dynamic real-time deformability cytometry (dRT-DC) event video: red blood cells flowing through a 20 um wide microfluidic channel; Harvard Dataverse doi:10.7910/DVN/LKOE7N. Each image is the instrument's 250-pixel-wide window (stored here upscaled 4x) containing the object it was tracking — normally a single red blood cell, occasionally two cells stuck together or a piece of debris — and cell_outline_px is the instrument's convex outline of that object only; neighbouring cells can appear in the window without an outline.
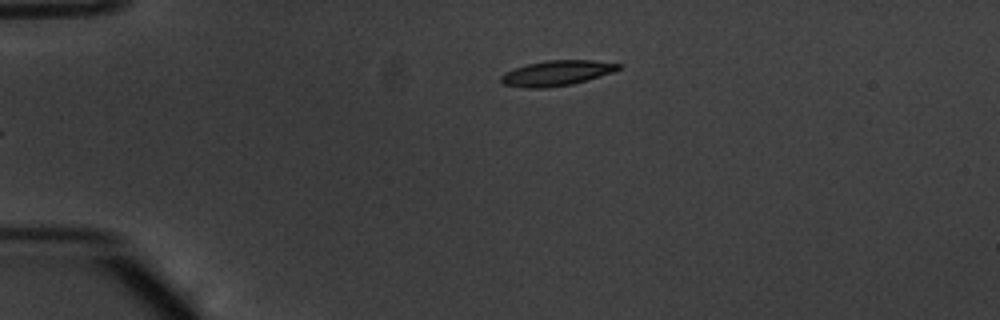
{"species": "common noctule bat (a hibernating species)", "species_latin": "Nyctalus noctula", "temperature_condition": "warm", "stored_images_in_passage": 35, "camera_frame_rate_fps": 3000, "um_per_image_px": 0.085, "animal": {"sex": "male", "body_mass_g": 20.1, "forearm_length_mm": 53.5}, "frame": {"image": 1, "passage_image": 1, "time_ms": 0.0, "image_size_px": [1000, 320], "cell_outline_px": [[624, 64], [620, 68], [612, 72], [588, 80], [572, 84], [544, 88], [524, 88], [504, 84], [500, 80], [500, 76], [504, 72], [528, 64], [548, 60], [592, 60]], "centroid_in_image_um": [47.33, 6.21], "position_along_channel_um": 37.7, "area_um2": 17.22}}
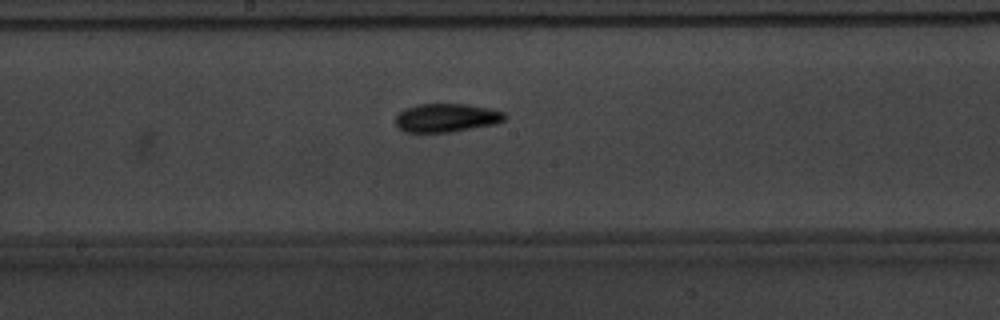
{"frame": {"image": 2, "passage_image": 18, "time_ms": 5.667, "image_size_px": [1000, 320], "cell_outline_px": [[508, 116], [504, 120], [496, 124], [448, 132], [404, 132], [396, 124], [396, 116], [404, 108], [416, 104], [464, 104], [488, 108], [504, 112]], "centroid_in_image_um": [37.95, 10.01], "position_along_channel_um": 210.3, "area_um2": 18.09}}
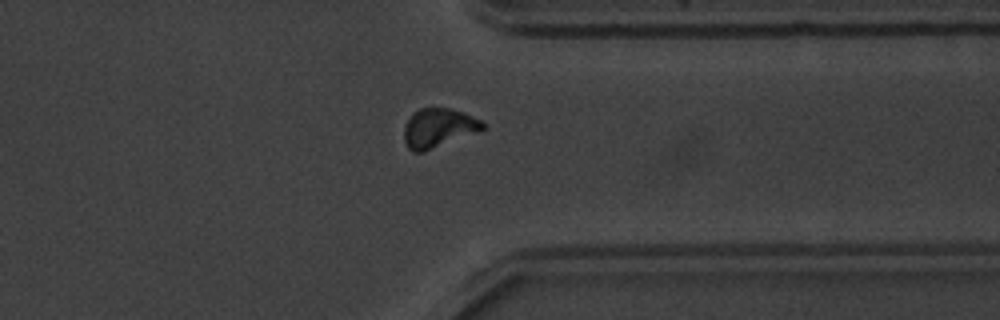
{"frame": {"image": 3, "passage_image": 31, "time_ms": 10.0, "image_size_px": [1000, 320], "cell_outline_px": [[484, 128], [480, 132], [424, 152], [412, 152], [408, 148], [404, 140], [404, 128], [408, 120], [420, 108], [452, 108], [464, 112], [484, 120]], "centroid_in_image_um": [37.33, 10.89], "position_along_channel_um": 374.1, "area_um2": 18.15}, "authors_computed_cell_mechanics": {"area_um2": 17.5134, "velocity_mm_per_s": 3.8156, "shape_relaxation_time_tau1_ms": 2.6714, "shape_relaxation_time_tau2_ms": 2.1872, "deformation_change_tau1": 0.1802, "deformation_change_tau2": 0.0854}}